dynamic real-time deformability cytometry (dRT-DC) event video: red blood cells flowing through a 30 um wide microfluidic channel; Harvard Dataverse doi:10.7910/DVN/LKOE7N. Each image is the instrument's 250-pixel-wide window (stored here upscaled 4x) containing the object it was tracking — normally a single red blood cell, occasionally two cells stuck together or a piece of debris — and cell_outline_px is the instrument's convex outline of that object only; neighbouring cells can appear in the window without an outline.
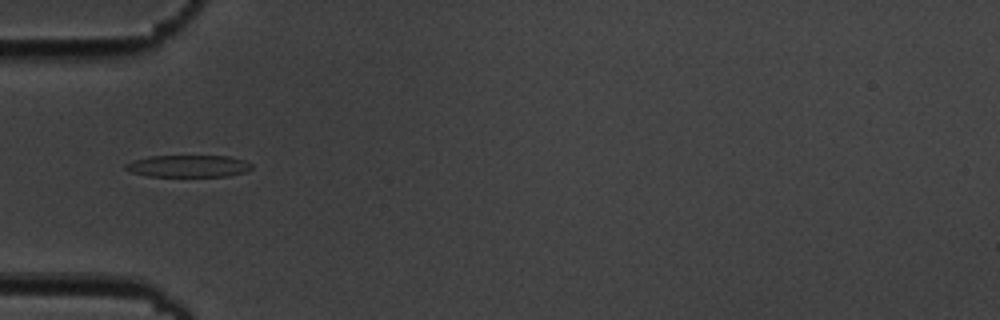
{"species": "common noctule bat (a hibernating species)", "species_latin": "Nyctalus noctula", "temperature_condition": "cold", "stored_images_in_passage": 5, "camera_frame_rate_fps": 3000, "um_per_image_px": 0.085, "animal": {"sex": "male", "body_mass_g": 19.5, "forearm_length_mm": 54.6}, "frame": {"image": 1, "passage_image": 2, "time_ms": 1.0, "image_size_px": [1000, 320], "cell_outline_px": [[252, 168], [244, 172], [228, 176], [148, 176], [128, 172], [124, 168], [124, 164], [132, 160], [148, 156], [228, 156], [244, 160], [252, 164]], "centroid_in_image_um": [15.95, 14.11], "position_along_channel_um": 69.1, "area_um2": 16.3}}
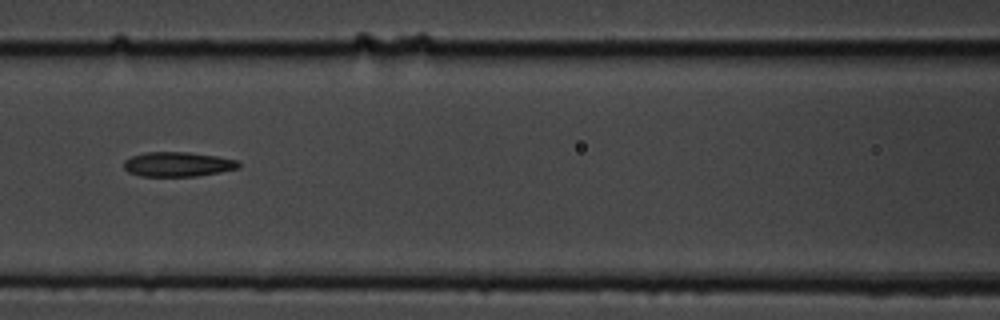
{"frame": {"image": 2, "passage_image": 4, "time_ms": 3.333, "image_size_px": [1000, 320], "cell_outline_px": [[240, 168], [220, 172], [196, 176], [140, 176], [128, 172], [124, 168], [124, 160], [132, 156], [148, 152], [188, 152], [216, 156], [236, 160], [240, 164]], "centroid_in_image_um": [15.1, 13.96], "position_along_channel_um": 151.5, "area_um2": 16.42}}
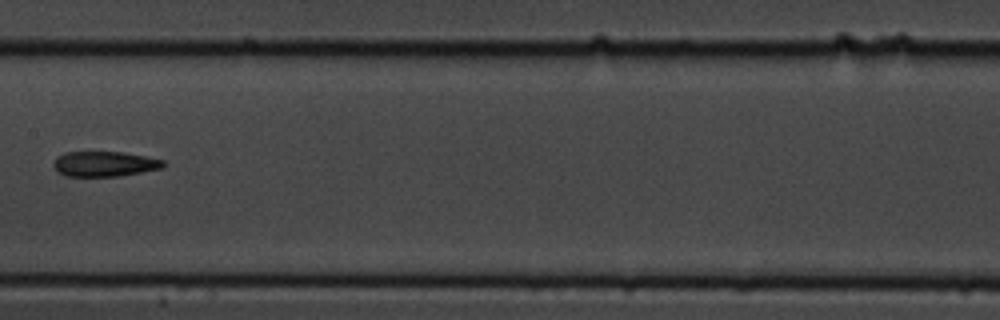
{"frame": {"image": 3, "passage_image": 5, "time_ms": 4.667, "image_size_px": [1000, 320], "cell_outline_px": [[164, 168], [120, 176], [64, 176], [56, 172], [52, 164], [56, 156], [64, 152], [124, 152], [164, 160]], "centroid_in_image_um": [8.84, 13.93], "position_along_channel_um": 198.6, "area_um2": 16.3}}